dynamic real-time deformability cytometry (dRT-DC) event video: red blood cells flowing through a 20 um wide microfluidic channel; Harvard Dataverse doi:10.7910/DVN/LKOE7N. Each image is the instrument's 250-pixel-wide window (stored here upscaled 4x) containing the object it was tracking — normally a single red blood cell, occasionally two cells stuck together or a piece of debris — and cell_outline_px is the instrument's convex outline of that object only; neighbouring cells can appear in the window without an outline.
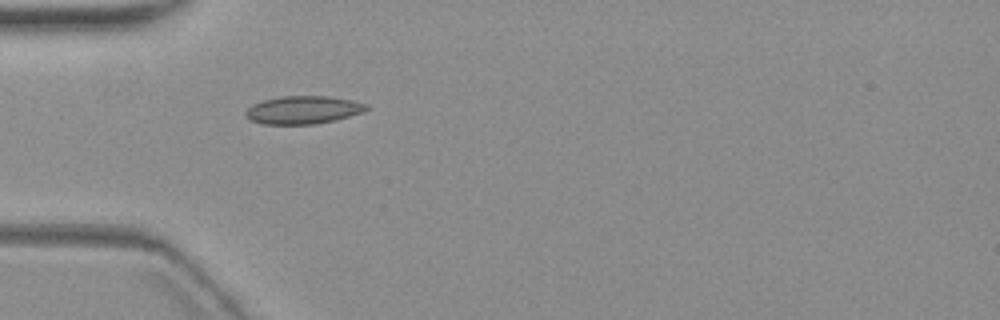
{"species": "common noctule bat (a hibernating species)", "species_latin": "Nyctalus noctula", "temperature_condition": "warm", "stored_images_in_passage": 1, "camera_frame_rate_fps": 3000, "um_per_image_px": 0.085, "animal": {"sex": "female", "body_mass_g": 19.3, "forearm_length_mm": 54.1}, "frame": {"image": 1, "passage_image": 1, "time_ms": 0.0, "image_size_px": [1000, 320], "cell_outline_px": [[368, 108], [364, 112], [316, 124], [264, 124], [248, 120], [244, 116], [244, 112], [252, 104], [264, 100], [280, 96], [328, 96], [352, 100], [368, 104]], "centroid_in_image_um": [25.73, 9.34], "position_along_channel_um": 59.3, "area_um2": 19.71}}